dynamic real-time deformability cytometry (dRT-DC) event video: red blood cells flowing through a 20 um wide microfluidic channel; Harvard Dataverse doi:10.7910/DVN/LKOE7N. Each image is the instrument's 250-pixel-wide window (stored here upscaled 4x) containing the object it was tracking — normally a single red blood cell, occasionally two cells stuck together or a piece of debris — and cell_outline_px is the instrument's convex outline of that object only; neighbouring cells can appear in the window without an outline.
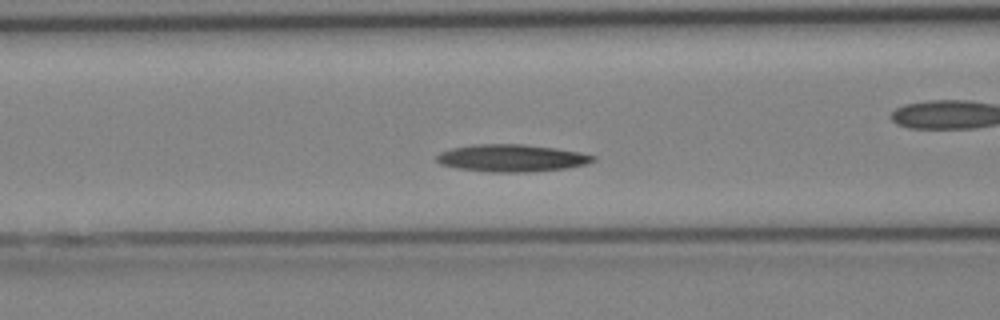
{"species": "Egyptian fruit bat (a non-hibernating species)", "species_latin": "Rousettus aegyptiacus", "temperature_condition": "cold", "stored_images_in_passage": 33, "camera_frame_rate_fps": 3000, "um_per_image_px": 0.085, "animal": {"sex": "female"}, "frame": {"image": 1, "passage_image": 10, "time_ms": 3.0, "image_size_px": [1000, 320], "cell_outline_px": [[596, 160], [588, 164], [568, 168], [524, 172], [488, 172], [456, 168], [440, 164], [436, 160], [436, 156], [440, 152], [452, 148], [480, 144], [524, 144], [580, 152], [596, 156]], "centroid_in_image_um": [43.5, 13.44], "position_along_channel_um": 123.1, "area_um2": 24.85}}
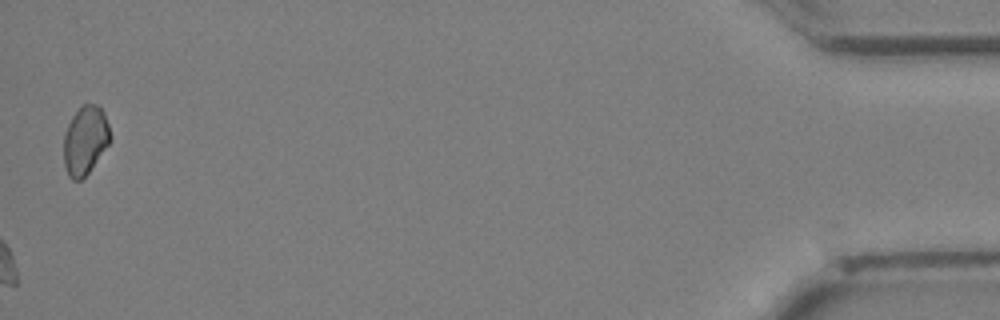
{"frame": {"image": 2, "passage_image": 33, "time_ms": 10.667, "image_size_px": [1000, 320], "cell_outline_px": [[112, 140], [88, 172], [80, 180], [72, 180], [68, 176], [64, 164], [64, 132], [72, 116], [80, 104], [96, 104], [104, 112], [112, 136]], "centroid_in_image_um": [7.25, 11.9], "position_along_channel_um": 428.0, "area_um2": 18.73}}